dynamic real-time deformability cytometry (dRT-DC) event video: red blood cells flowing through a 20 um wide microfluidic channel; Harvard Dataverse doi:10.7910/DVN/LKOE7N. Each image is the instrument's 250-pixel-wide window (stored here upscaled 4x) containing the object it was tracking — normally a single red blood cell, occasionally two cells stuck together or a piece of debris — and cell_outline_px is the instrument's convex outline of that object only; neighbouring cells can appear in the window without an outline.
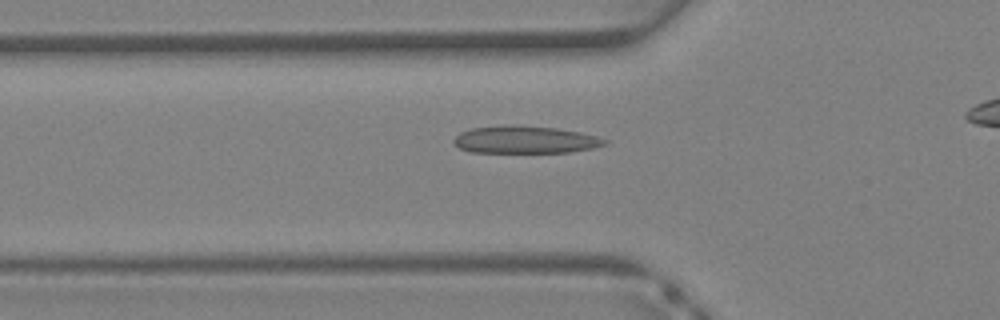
{"species": "Egyptian fruit bat (a non-hibernating species)", "species_latin": "Rousettus aegyptiacus", "temperature_condition": "warm", "stored_images_in_passage": 25, "camera_frame_rate_fps": 3000, "um_per_image_px": 0.085, "animal": {"sex": "female"}, "frame": {"image": 1, "passage_image": 5, "time_ms": 1.333, "image_size_px": [1000, 320], "cell_outline_px": [[608, 144], [592, 148], [572, 152], [472, 152], [460, 148], [452, 140], [460, 132], [472, 128], [508, 124], [516, 124], [556, 128], [580, 132], [596, 136], [608, 140]], "centroid_in_image_um": [44.65, 11.86], "position_along_channel_um": 81.1, "area_um2": 24.22}}
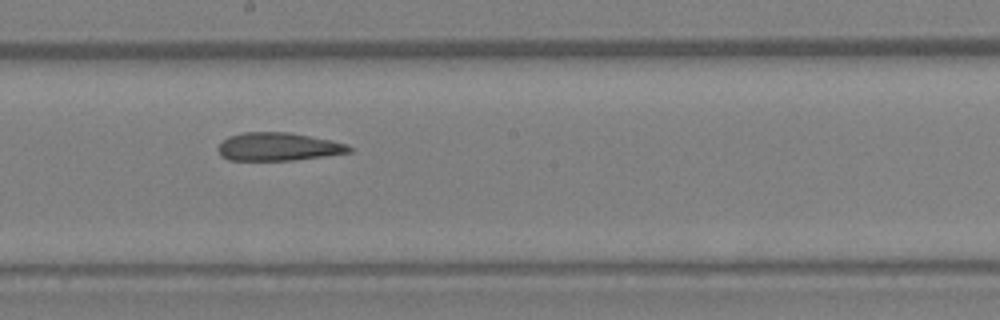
{"frame": {"image": 2, "passage_image": 13, "time_ms": 4.0, "image_size_px": [1000, 320], "cell_outline_px": [[352, 152], [324, 156], [292, 160], [228, 160], [220, 156], [216, 148], [228, 136], [244, 132], [288, 132], [332, 140], [348, 144], [352, 148]], "centroid_in_image_um": [23.64, 12.47], "position_along_channel_um": 224.6, "area_um2": 21.56}}
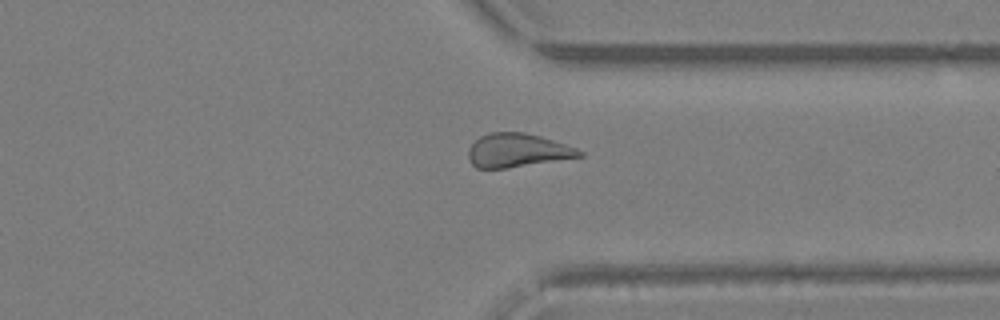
{"frame": {"image": 3, "passage_image": 21, "time_ms": 6.667, "image_size_px": [1000, 320], "cell_outline_px": [[584, 156], [508, 168], [476, 168], [468, 160], [468, 148], [480, 136], [488, 132], [524, 132], [540, 136], [576, 148], [584, 152]], "centroid_in_image_um": [43.95, 12.78], "position_along_channel_um": 367.4, "area_um2": 21.79}}